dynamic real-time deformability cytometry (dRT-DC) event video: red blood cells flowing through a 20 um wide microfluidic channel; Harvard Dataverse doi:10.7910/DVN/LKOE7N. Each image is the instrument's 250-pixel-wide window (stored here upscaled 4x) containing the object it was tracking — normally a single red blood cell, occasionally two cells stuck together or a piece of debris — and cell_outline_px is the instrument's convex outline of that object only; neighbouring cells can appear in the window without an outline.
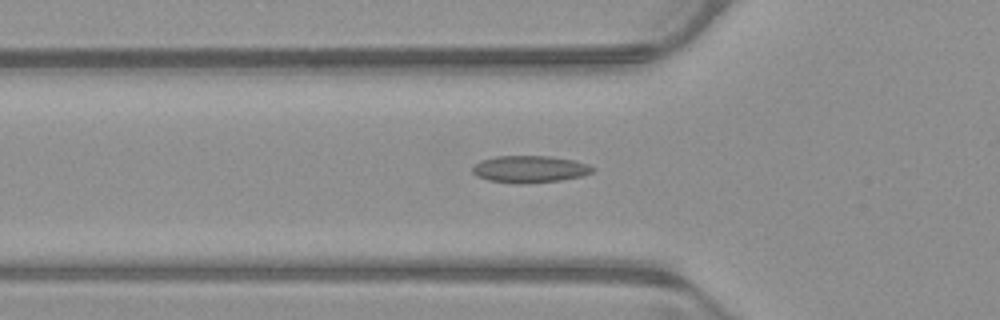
{"species": "common noctule bat (a hibernating species)", "species_latin": "Nyctalus noctula", "temperature_condition": "warm", "stored_images_in_passage": 37, "camera_frame_rate_fps": 3000, "um_per_image_px": 0.085, "animal": {"sex": "male", "body_mass_g": 23.1, "forearm_length_mm": 52.7}, "frame": {"image": 1, "passage_image": 2, "time_ms": 0.333, "image_size_px": [1000, 320], "cell_outline_px": [[596, 168], [592, 172], [580, 176], [560, 180], [524, 184], [512, 184], [488, 180], [476, 176], [472, 172], [472, 168], [480, 160], [496, 156], [548, 156], [572, 160], [588, 164]], "centroid_in_image_um": [44.99, 14.38], "position_along_channel_um": 80.8, "area_um2": 18.96}}
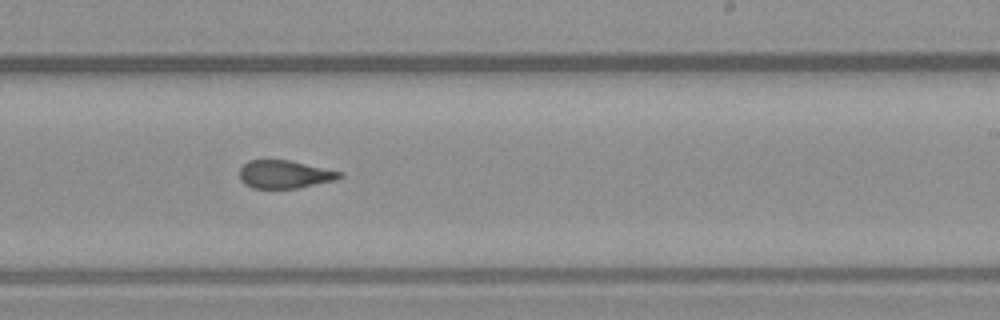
{"frame": {"image": 2, "passage_image": 16, "time_ms": 5.0, "image_size_px": [1000, 320], "cell_outline_px": [[344, 176], [336, 180], [296, 188], [252, 188], [244, 184], [240, 180], [240, 168], [248, 160], [288, 160], [344, 172]], "centroid_in_image_um": [24.2, 14.82], "position_along_channel_um": 264.8, "area_um2": 16.36}}
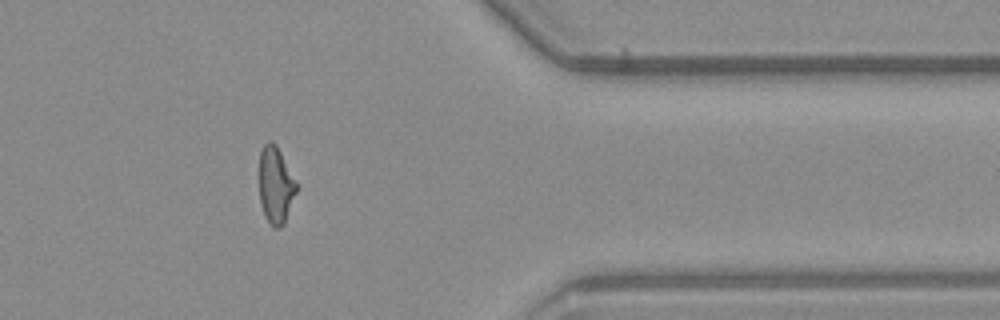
{"frame": {"image": 3, "passage_image": 27, "time_ms": 8.667, "image_size_px": [1000, 320], "cell_outline_px": [[300, 184], [284, 224], [280, 228], [276, 228], [264, 216], [260, 204], [260, 152], [264, 144], [268, 140], [272, 140], [276, 144]], "centroid_in_image_um": [23.47, 15.71], "position_along_channel_um": 387.9, "area_um2": 17.05}, "authors_computed_cell_mechanics": {"area_um2": 17.3978, "velocity_mm_per_s": 3.9239, "shape_relaxation_time_tau1_ms": null, "shape_relaxation_time_tau2_ms": 1.9287, "deformation_change_tau1": null, "deformation_change_tau2": 0.0792}}